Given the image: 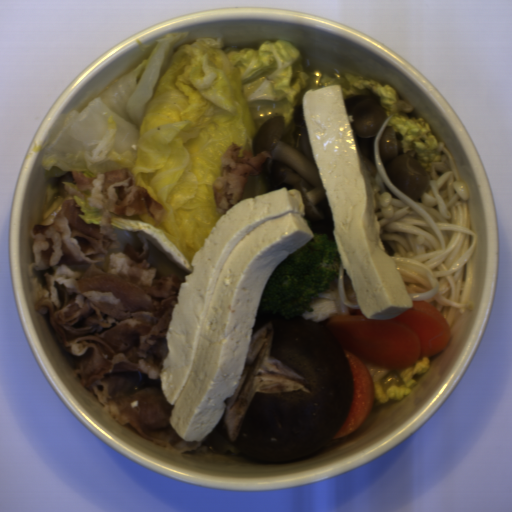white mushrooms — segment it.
I'll use <instances>...</instances> for the list:
<instances>
[{"instance_id": "3", "label": "white mushrooms", "mask_w": 512, "mask_h": 512, "mask_svg": "<svg viewBox=\"0 0 512 512\" xmlns=\"http://www.w3.org/2000/svg\"><path fill=\"white\" fill-rule=\"evenodd\" d=\"M344 107L366 177H375V139L387 118L381 101L375 95H355L344 101Z\"/></svg>"}, {"instance_id": "2", "label": "white mushrooms", "mask_w": 512, "mask_h": 512, "mask_svg": "<svg viewBox=\"0 0 512 512\" xmlns=\"http://www.w3.org/2000/svg\"><path fill=\"white\" fill-rule=\"evenodd\" d=\"M378 148L389 182L420 204L430 178L421 161L415 157L417 152H403V137L390 125L385 126Z\"/></svg>"}, {"instance_id": "1", "label": "white mushrooms", "mask_w": 512, "mask_h": 512, "mask_svg": "<svg viewBox=\"0 0 512 512\" xmlns=\"http://www.w3.org/2000/svg\"><path fill=\"white\" fill-rule=\"evenodd\" d=\"M268 152L263 173L271 190L286 188L301 192L305 222L314 234L335 241L334 223L309 144L303 102L289 119L277 115L266 119L251 139L252 157Z\"/></svg>"}]
</instances>
